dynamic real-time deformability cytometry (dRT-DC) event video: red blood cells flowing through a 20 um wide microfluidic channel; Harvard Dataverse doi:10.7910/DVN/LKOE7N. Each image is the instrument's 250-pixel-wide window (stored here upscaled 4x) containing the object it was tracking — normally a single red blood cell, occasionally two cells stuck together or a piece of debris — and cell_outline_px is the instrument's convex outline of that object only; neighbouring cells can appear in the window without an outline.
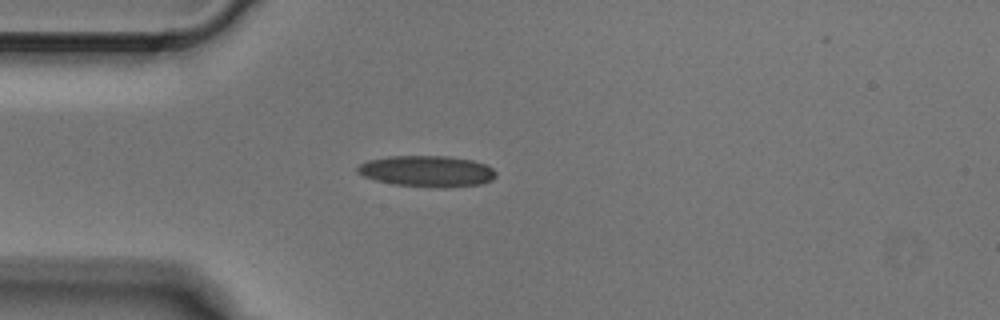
{"species": "Egyptian fruit bat (a non-hibernating species)", "species_latin": "Rousettus aegyptiacus", "temperature_condition": "cold", "stored_images_in_passage": 1, "camera_frame_rate_fps": 3000, "um_per_image_px": 0.085, "animal": {"sex": "male"}, "frame": {"image": 1, "passage_image": 1, "time_ms": 0.0, "image_size_px": [1000, 320], "cell_outline_px": [[496, 176], [492, 180], [480, 184], [444, 188], [440, 188], [392, 184], [376, 180], [364, 176], [356, 172], [356, 168], [360, 164], [368, 160], [388, 156], [448, 156], [472, 160], [484, 164], [492, 168], [496, 172]], "centroid_in_image_um": [36.29, 14.55], "position_along_channel_um": 48.7, "area_um2": 25.2}}